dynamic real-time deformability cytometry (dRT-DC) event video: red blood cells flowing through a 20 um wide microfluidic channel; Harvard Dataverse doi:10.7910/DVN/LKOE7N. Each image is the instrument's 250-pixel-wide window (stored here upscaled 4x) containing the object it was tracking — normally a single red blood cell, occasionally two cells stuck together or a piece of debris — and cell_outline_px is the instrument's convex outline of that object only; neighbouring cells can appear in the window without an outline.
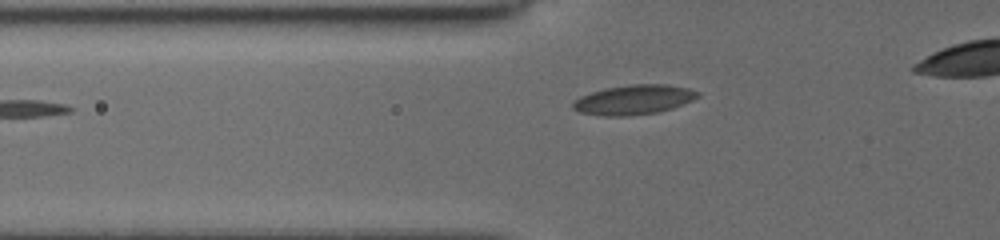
{"species": "common noctule bat (a hibernating species)", "species_latin": "Nyctalus noctula", "temperature_condition": "cold", "stored_images_in_passage": 32, "camera_frame_rate_fps": 3000, "um_per_image_px": 0.085, "animal": {"sex": "female", "body_mass_g": 19.5, "forearm_length_mm": 54.1}, "frame": {"image": 1, "passage_image": 3, "time_ms": 0.667, "image_size_px": [1000, 240], "cell_outline_px": [[700, 96], [692, 100], [672, 108], [656, 112], [628, 116], [604, 116], [580, 112], [572, 108], [572, 104], [580, 96], [604, 88], [628, 84], [668, 84], [688, 88], [700, 92]], "centroid_in_image_um": [53.88, 8.46], "position_along_channel_um": 71.9, "area_um2": 21.56}}
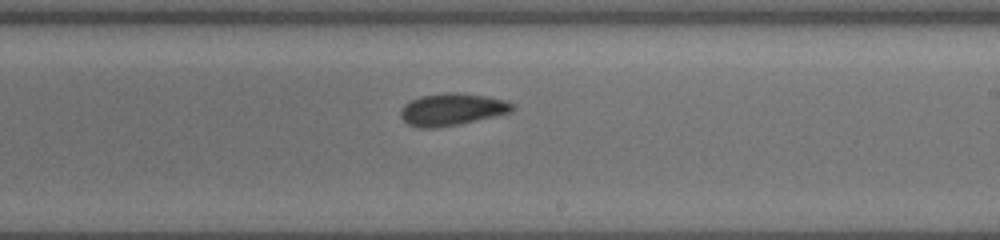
{"frame": {"image": 2, "passage_image": 17, "time_ms": 5.333, "image_size_px": [1000, 240], "cell_outline_px": [[516, 108], [512, 112], [460, 124], [436, 128], [420, 128], [408, 124], [400, 116], [400, 112], [404, 104], [420, 96], [444, 92], [456, 92], [488, 96], [504, 100], [516, 104]], "centroid_in_image_um": [38.45, 9.29], "position_along_channel_um": 250.6, "area_um2": 21.15}}
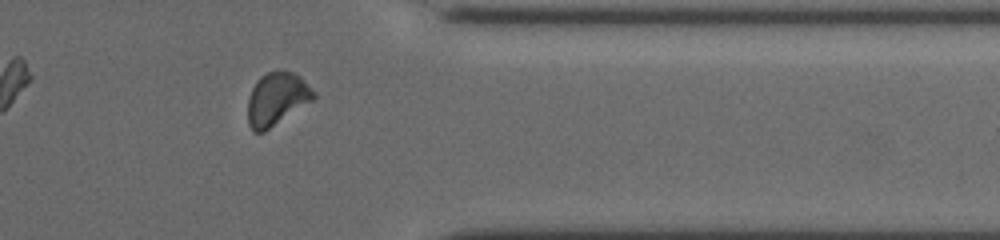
{"frame": {"image": 3, "passage_image": 28, "time_ms": 9.0, "image_size_px": [1000, 240], "cell_outline_px": [[316, 96], [312, 100], [264, 132], [252, 132], [248, 124], [248, 100], [252, 88], [256, 80], [260, 76], [276, 68], [292, 72], [300, 76], [316, 92]], "centroid_in_image_um": [23.51, 8.38], "position_along_channel_um": 387.9, "area_um2": 20.4}}